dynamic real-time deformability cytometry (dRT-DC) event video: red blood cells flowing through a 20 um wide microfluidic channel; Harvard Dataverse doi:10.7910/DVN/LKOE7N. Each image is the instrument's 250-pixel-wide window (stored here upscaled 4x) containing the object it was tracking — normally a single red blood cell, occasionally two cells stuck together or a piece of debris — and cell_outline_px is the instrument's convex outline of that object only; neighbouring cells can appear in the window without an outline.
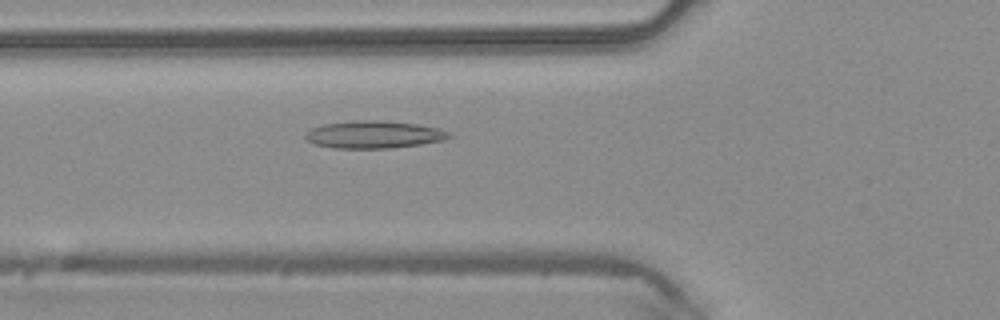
{"species": "common noctule bat (a hibernating species)", "species_latin": "Nyctalus noctula", "temperature_condition": "warm", "stored_images_in_passage": 47, "camera_frame_rate_fps": 3000, "um_per_image_px": 0.085, "animal": {"sex": "male", "body_mass_g": 20.4}, "frame": {"image": 1, "passage_image": 17, "time_ms": 5.333, "image_size_px": [1000, 320], "cell_outline_px": [[452, 136], [444, 140], [420, 144], [392, 148], [332, 148], [312, 144], [304, 136], [304, 132], [312, 128], [324, 124], [352, 120], [380, 120], [416, 124], [440, 128], [448, 132]], "centroid_in_image_um": [31.74, 11.43], "position_along_channel_um": 94.1, "area_um2": 23.12}}
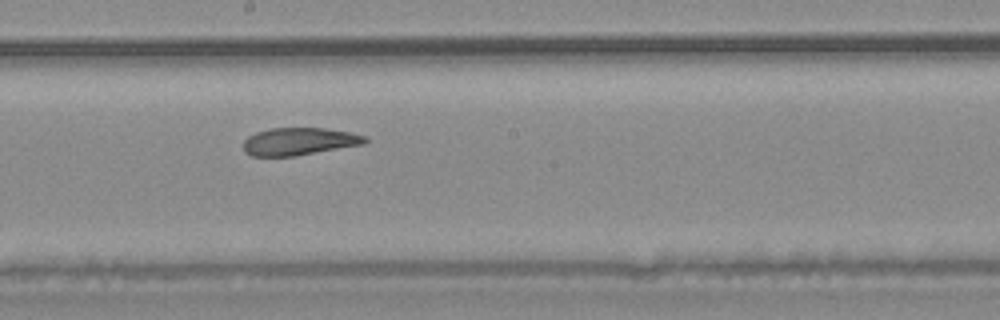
{"frame": {"image": 2, "passage_image": 26, "time_ms": 8.333, "image_size_px": [1000, 320], "cell_outline_px": [[368, 140], [364, 144], [296, 156], [252, 156], [244, 152], [244, 140], [248, 136], [256, 132], [268, 128], [324, 128], [348, 132], [368, 136]], "centroid_in_image_um": [25.42, 12.02], "position_along_channel_um": 222.8, "area_um2": 19.59}}
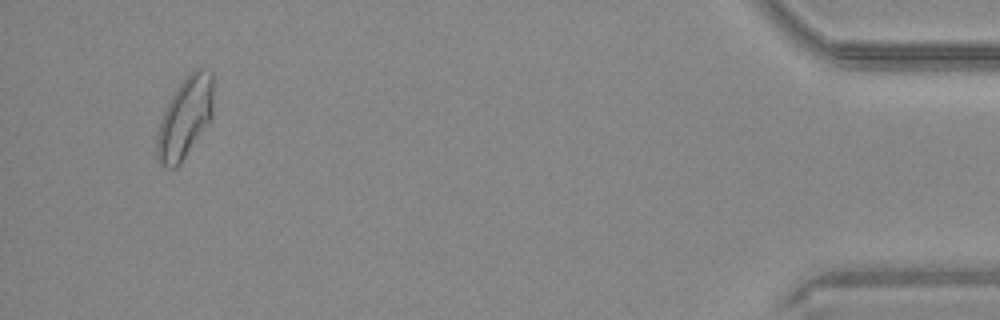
{"frame": {"image": 3, "passage_image": 45, "time_ms": 14.667, "image_size_px": [1000, 320], "cell_outline_px": [[212, 116], [180, 164], [176, 168], [168, 168], [160, 164], [156, 156], [156, 140], [160, 120], [176, 88], [188, 72], [196, 68], [200, 68], [212, 72]], "centroid_in_image_um": [15.7, 10.0], "position_along_channel_um": 419.5, "area_um2": 26.3}}